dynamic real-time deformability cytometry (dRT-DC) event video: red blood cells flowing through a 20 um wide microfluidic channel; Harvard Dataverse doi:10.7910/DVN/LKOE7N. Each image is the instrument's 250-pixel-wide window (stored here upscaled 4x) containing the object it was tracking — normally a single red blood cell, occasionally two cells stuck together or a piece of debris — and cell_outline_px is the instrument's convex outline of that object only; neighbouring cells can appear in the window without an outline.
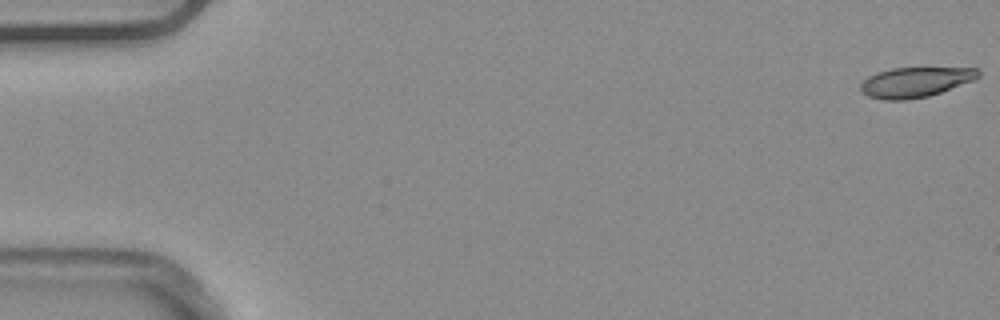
{"species": "common noctule bat (a hibernating species)", "species_latin": "Nyctalus noctula", "temperature_condition": "warm", "stored_images_in_passage": 22, "camera_frame_rate_fps": 3000, "um_per_image_px": 0.085, "animal": {"sex": "male", "body_mass_g": 20.4}, "frame": {"image": 1, "passage_image": 1, "time_ms": 0.0, "image_size_px": [1000, 320], "cell_outline_px": [[980, 76], [972, 80], [940, 92], [928, 96], [908, 100], [884, 100], [868, 96], [860, 88], [860, 84], [868, 76], [876, 72], [892, 68], [980, 68]], "centroid_in_image_um": [77.78, 6.98], "position_along_channel_um": 7.2, "area_um2": 20.46}}